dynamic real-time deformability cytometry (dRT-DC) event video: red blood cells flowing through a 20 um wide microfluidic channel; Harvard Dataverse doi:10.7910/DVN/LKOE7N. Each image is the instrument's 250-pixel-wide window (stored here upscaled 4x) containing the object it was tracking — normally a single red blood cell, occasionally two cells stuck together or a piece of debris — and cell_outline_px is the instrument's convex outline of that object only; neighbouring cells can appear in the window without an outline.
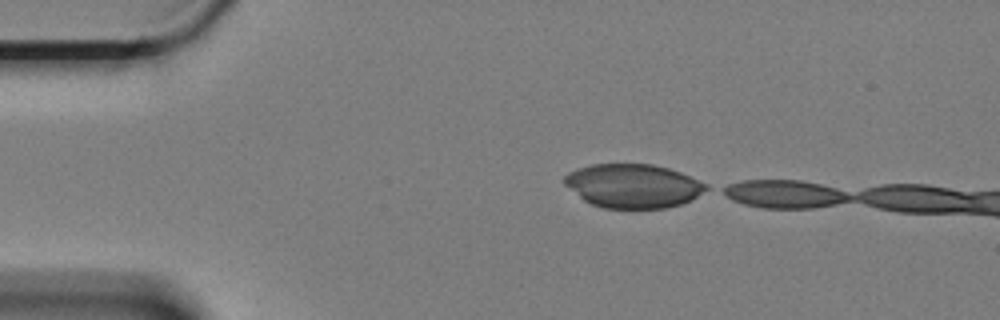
{"species": "Egyptian fruit bat (a non-hibernating species)", "species_latin": "Rousettus aegyptiacus", "temperature_condition": "cold", "stored_images_in_passage": 3, "camera_frame_rate_fps": 3000, "um_per_image_px": 0.085, "animal": {"sex": "female"}, "frame": {"image": 1, "passage_image": 1, "time_ms": 0.0, "image_size_px": [1000, 320], "cell_outline_px": [[708, 188], [692, 200], [680, 204], [664, 208], [604, 208], [592, 204], [584, 200], [564, 184], [564, 176], [568, 172], [592, 164], [652, 164], [668, 168], [680, 172], [708, 184]], "centroid_in_image_um": [53.81, 15.8], "position_along_channel_um": 31.2, "area_um2": 36.01}}